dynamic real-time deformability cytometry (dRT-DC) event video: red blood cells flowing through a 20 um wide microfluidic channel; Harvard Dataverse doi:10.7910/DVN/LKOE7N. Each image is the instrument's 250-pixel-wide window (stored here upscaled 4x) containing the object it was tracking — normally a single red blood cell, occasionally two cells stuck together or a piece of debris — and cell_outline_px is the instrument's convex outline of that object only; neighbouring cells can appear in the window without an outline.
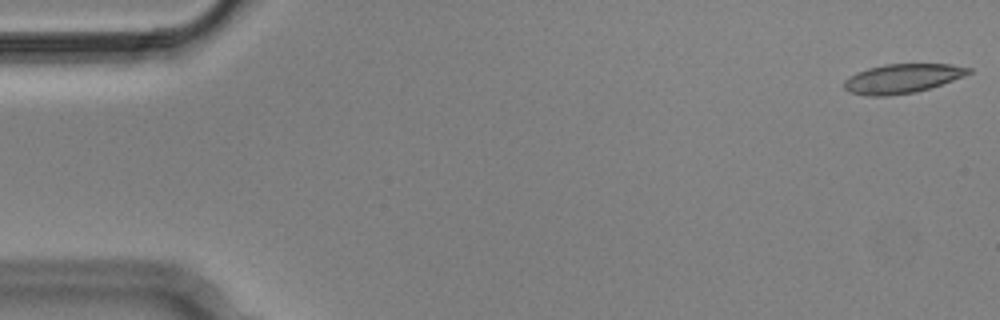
{"species": "Egyptian fruit bat (a non-hibernating species)", "species_latin": "Rousettus aegyptiacus", "temperature_condition": "cold", "stored_images_in_passage": 5, "camera_frame_rate_fps": 3000, "um_per_image_px": 0.085, "animal": {"sex": "male"}, "frame": {"image": 1, "passage_image": 1, "time_ms": 0.0, "image_size_px": [1000, 320], "cell_outline_px": [[972, 72], [964, 76], [916, 92], [884, 96], [872, 96], [852, 92], [844, 88], [844, 80], [856, 72], [868, 68], [884, 64], [952, 64], [972, 68]], "centroid_in_image_um": [76.7, 6.66], "position_along_channel_um": 8.3, "area_um2": 20.98}}
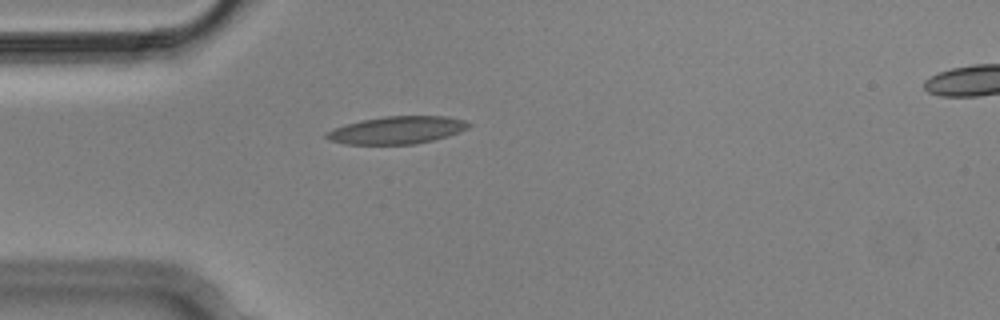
{"frame": {"image": 2, "passage_image": 5, "time_ms": 1.333, "image_size_px": [1000, 320], "cell_outline_px": [[472, 124], [468, 128], [460, 132], [448, 136], [416, 144], [344, 144], [328, 140], [324, 136], [324, 132], [360, 120], [384, 116], [448, 116], [464, 120]], "centroid_in_image_um": [33.75, 11.06], "position_along_channel_um": 51.3, "area_um2": 22.89}}